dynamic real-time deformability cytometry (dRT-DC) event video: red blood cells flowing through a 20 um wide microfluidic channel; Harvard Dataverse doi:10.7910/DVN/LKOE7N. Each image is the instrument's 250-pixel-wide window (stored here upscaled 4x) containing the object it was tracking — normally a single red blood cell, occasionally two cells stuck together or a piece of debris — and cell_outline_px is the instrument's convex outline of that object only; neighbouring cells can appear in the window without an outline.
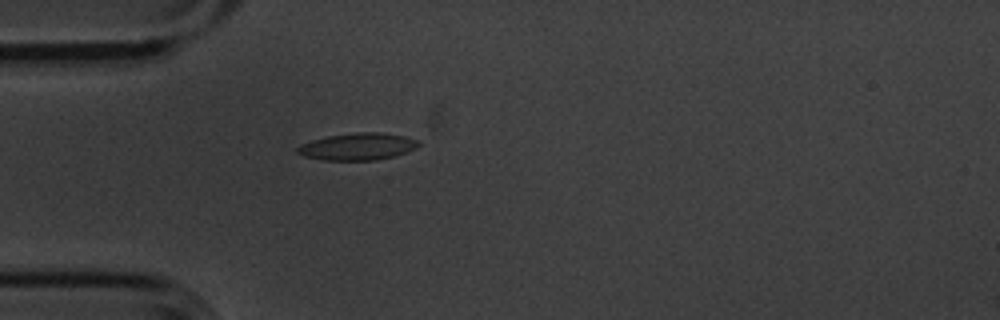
{"species": "common noctule bat (a hibernating species)", "species_latin": "Nyctalus noctula", "temperature_condition": "cold", "stored_images_in_passage": 2, "camera_frame_rate_fps": 3000, "um_per_image_px": 0.085, "animal": {"sex": "male", "body_mass_g": 20.1, "forearm_length_mm": 53.5}, "frame": {"image": 1, "passage_image": 2, "time_ms": 0.333, "image_size_px": [1000, 320], "cell_outline_px": [[420, 144], [416, 148], [396, 156], [376, 160], [324, 160], [304, 156], [296, 152], [296, 148], [300, 144], [312, 140], [328, 136], [356, 132], [380, 132], [404, 136], [420, 140]], "centroid_in_image_um": [30.42, 12.45], "position_along_channel_um": 54.6, "area_um2": 19.19}}